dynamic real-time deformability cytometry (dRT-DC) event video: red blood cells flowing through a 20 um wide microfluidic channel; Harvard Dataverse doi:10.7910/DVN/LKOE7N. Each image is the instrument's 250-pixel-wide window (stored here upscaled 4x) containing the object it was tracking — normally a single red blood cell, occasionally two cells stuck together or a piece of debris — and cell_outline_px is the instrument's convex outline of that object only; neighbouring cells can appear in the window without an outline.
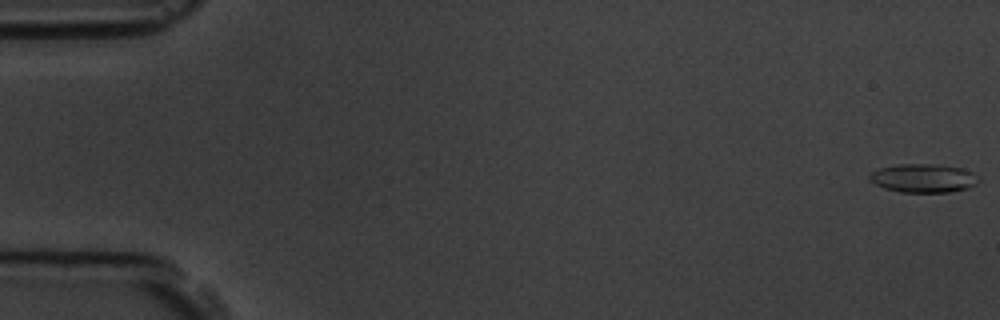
{"species": "common noctule bat (a hibernating species)", "species_latin": "Nyctalus noctula", "temperature_condition": "room temperature", "stored_images_in_passage": 9, "camera_frame_rate_fps": 3000, "um_per_image_px": 0.085, "animal": {"sex": "male", "body_mass_g": 19.5, "forearm_length_mm": 54.6}, "frame": {"image": 1, "passage_image": 1, "time_ms": 0.0, "image_size_px": [1000, 320], "cell_outline_px": [[980, 180], [976, 184], [968, 188], [948, 192], [900, 192], [884, 188], [868, 180], [868, 176], [872, 172], [880, 168], [896, 164], [940, 164], [964, 168], [972, 172]], "centroid_in_image_um": [78.49, 15.13], "position_along_channel_um": 6.5, "area_um2": 18.32}}
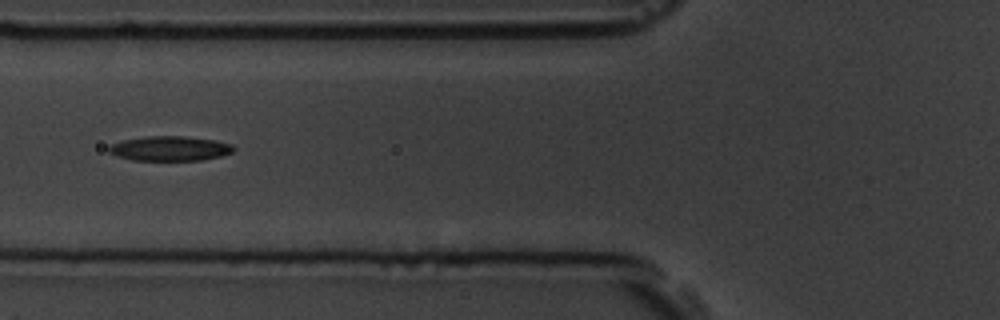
{"frame": {"image": 2, "passage_image": 7, "time_ms": 7.0, "image_size_px": [1000, 320], "cell_outline_px": [[236, 148], [232, 152], [220, 156], [200, 160], [132, 160], [116, 156], [108, 152], [108, 148], [112, 144], [124, 140], [148, 136], [184, 136], [216, 140], [232, 144]], "centroid_in_image_um": [14.45, 12.62], "position_along_channel_um": 111.3, "area_um2": 17.92}}
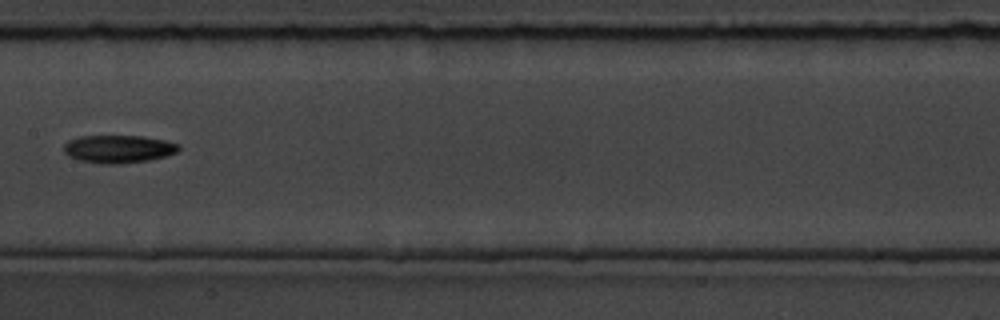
{"frame": {"image": 3, "passage_image": 9, "time_ms": 9.333, "image_size_px": [1000, 320], "cell_outline_px": [[180, 148], [176, 152], [164, 156], [148, 160], [120, 164], [104, 164], [80, 160], [68, 156], [64, 152], [64, 144], [68, 140], [80, 136], [144, 136], [164, 140], [180, 144]], "centroid_in_image_um": [10.05, 12.66], "position_along_channel_um": 197.3, "area_um2": 18.61}}